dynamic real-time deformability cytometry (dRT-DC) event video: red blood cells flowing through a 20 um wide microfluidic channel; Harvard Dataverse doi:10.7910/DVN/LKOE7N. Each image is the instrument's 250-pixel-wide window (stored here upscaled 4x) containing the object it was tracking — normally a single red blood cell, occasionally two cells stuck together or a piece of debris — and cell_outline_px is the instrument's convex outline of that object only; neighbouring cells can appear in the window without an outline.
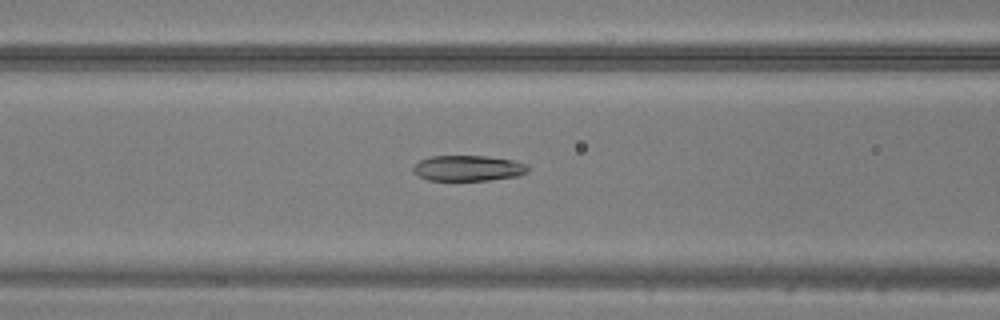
{"species": "common noctule bat (a hibernating species)", "species_latin": "Nyctalus noctula", "temperature_condition": "warm", "stored_images_in_passage": 49, "camera_frame_rate_fps": 3000, "um_per_image_px": 0.085, "animal": {"sex": "male", "body_mass_g": 20.5, "forearm_length_mm": 52.5}, "frame": {"image": 1, "passage_image": 21, "time_ms": 6.667, "image_size_px": [1000, 320], "cell_outline_px": [[528, 172], [520, 176], [488, 180], [428, 180], [412, 172], [412, 168], [420, 160], [432, 156], [484, 156], [512, 160], [524, 164], [528, 168]], "centroid_in_image_um": [39.78, 14.3], "position_along_channel_um": 126.8, "area_um2": 16.99}}
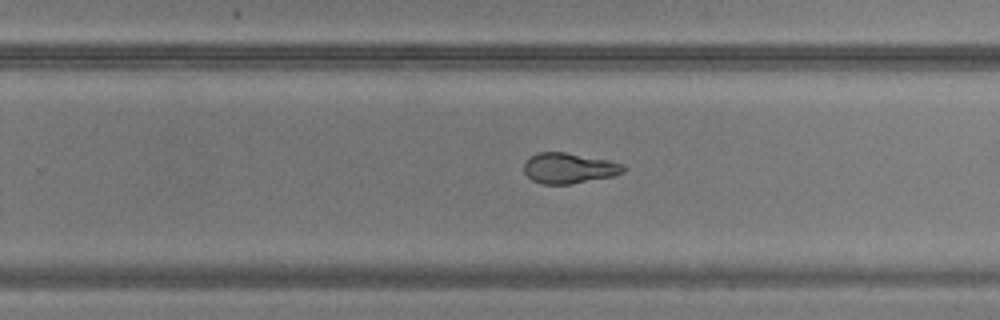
{"frame": {"image": 2, "passage_image": 32, "time_ms": 10.333, "image_size_px": [1000, 320], "cell_outline_px": [[628, 168], [624, 172], [616, 176], [572, 184], [540, 184], [532, 180], [524, 172], [524, 164], [528, 156], [540, 152], [564, 152], [608, 160], [624, 164]], "centroid_in_image_um": [48.39, 14.3], "position_along_channel_um": 281.4, "area_um2": 17.98}}
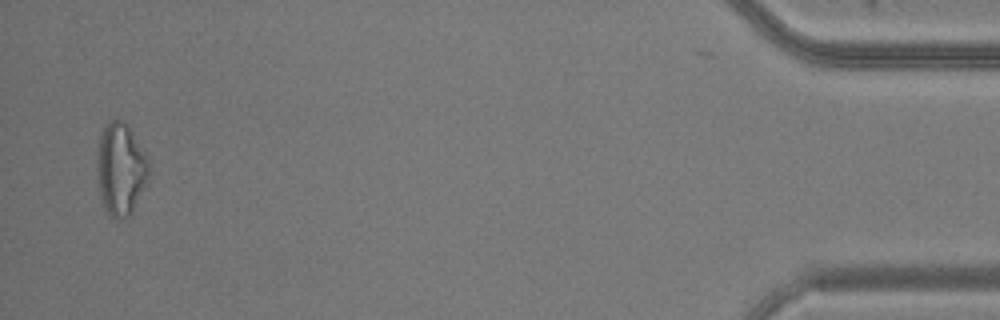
{"frame": {"image": 3, "passage_image": 48, "time_ms": 15.667, "image_size_px": [1000, 320], "cell_outline_px": [[148, 180], [132, 212], [128, 216], [116, 220], [104, 208], [100, 196], [96, 172], [96, 148], [100, 132], [104, 124], [108, 120], [124, 120], [128, 124], [144, 152], [148, 160]], "centroid_in_image_um": [10.21, 14.33], "position_along_channel_um": 425.0, "area_um2": 28.32}}